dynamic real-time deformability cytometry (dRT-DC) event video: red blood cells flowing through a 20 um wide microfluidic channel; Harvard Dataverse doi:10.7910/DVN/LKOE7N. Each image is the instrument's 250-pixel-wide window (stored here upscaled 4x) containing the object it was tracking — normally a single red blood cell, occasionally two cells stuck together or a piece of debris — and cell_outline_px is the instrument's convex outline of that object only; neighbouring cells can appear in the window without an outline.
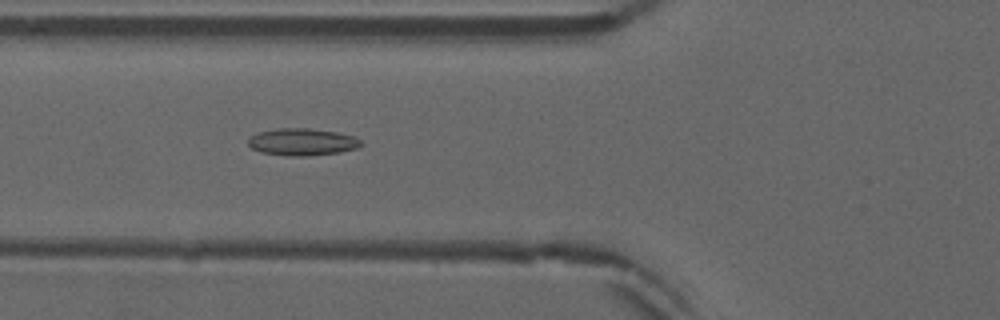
{"species": "common noctule bat (a hibernating species)", "species_latin": "Nyctalus noctula", "temperature_condition": "warm", "stored_images_in_passage": 53, "camera_frame_rate_fps": 3000, "um_per_image_px": 0.085, "animal": {"sex": "male", "forearm_length_mm": 52.5}, "frame": {"image": 1, "passage_image": 20, "time_ms": 6.333, "image_size_px": [1000, 320], "cell_outline_px": [[360, 144], [356, 148], [340, 152], [304, 156], [284, 156], [260, 152], [252, 148], [248, 144], [248, 140], [252, 136], [260, 132], [276, 128], [308, 128], [336, 132], [352, 136], [360, 140]], "centroid_in_image_um": [25.64, 12.07], "position_along_channel_um": 100.2, "area_um2": 17.63}}
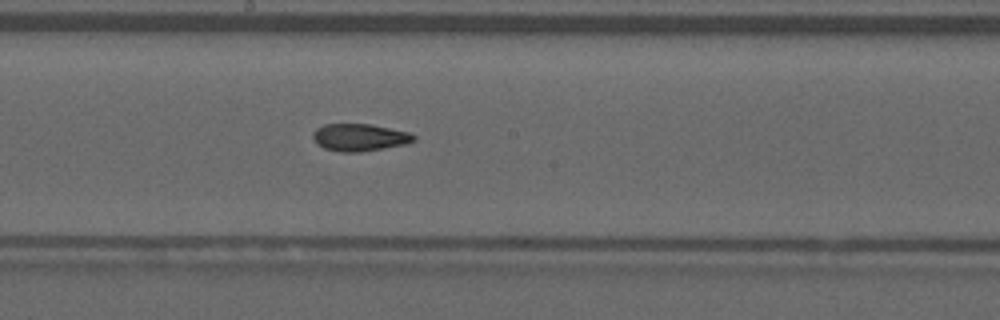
{"frame": {"image": 2, "passage_image": 29, "time_ms": 9.333, "image_size_px": [1000, 320], "cell_outline_px": [[416, 140], [408, 144], [360, 152], [340, 152], [324, 148], [316, 144], [312, 136], [312, 132], [316, 128], [324, 124], [372, 124], [408, 132], [416, 136]], "centroid_in_image_um": [30.56, 11.68], "position_along_channel_um": 217.6, "area_um2": 16.24}}
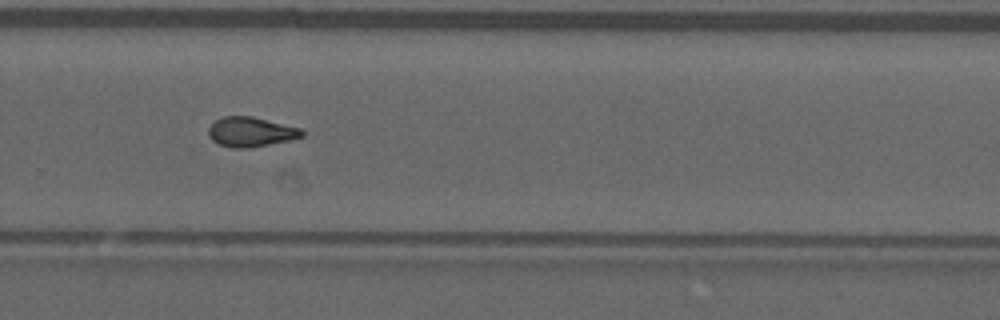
{"frame": {"image": 3, "passage_image": 36, "time_ms": 11.667, "image_size_px": [1000, 320], "cell_outline_px": [[304, 136], [288, 140], [268, 144], [244, 148], [232, 148], [220, 144], [212, 140], [208, 132], [208, 128], [216, 120], [224, 116], [252, 116], [300, 128], [304, 132]], "centroid_in_image_um": [21.31, 11.2], "position_along_channel_um": 308.5, "area_um2": 15.9}, "authors_computed_cell_mechanics": {"area_um2": 16.2996, "velocity_mm_per_s": 3.912, "shape_relaxation_time_tau1_ms": null, "shape_relaxation_time_tau2_ms": 2.907, "deformation_change_tau1": null, "deformation_change_tau2": 0.0975}}